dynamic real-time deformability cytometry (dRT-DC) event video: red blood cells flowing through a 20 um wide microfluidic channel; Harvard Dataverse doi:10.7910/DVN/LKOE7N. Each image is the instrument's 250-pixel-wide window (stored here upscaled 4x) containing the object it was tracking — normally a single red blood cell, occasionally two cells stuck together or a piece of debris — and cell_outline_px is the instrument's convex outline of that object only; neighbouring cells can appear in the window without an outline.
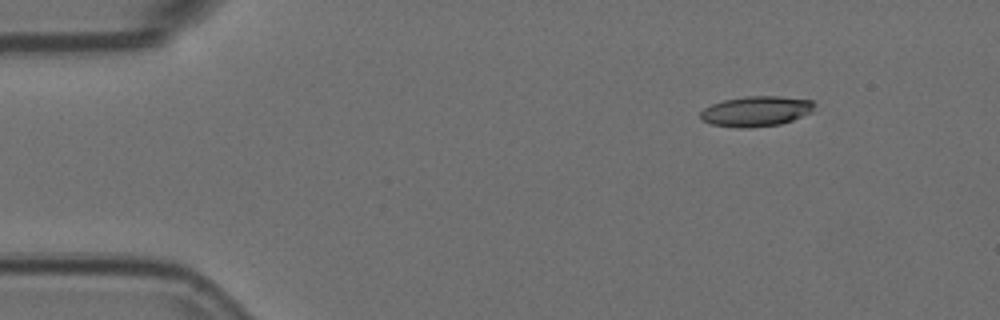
{"species": "Egyptian fruit bat (a non-hibernating species)", "species_latin": "Rousettus aegyptiacus", "temperature_condition": "room temperature", "stored_images_in_passage": 6, "camera_frame_rate_fps": 3000, "um_per_image_px": 0.085, "animal": {"sex": "female"}, "frame": {"image": 1, "passage_image": 2, "time_ms": 0.333, "image_size_px": [1000, 320], "cell_outline_px": [[816, 104], [812, 112], [792, 120], [780, 124], [748, 128], [740, 128], [712, 124], [700, 120], [700, 112], [704, 108], [712, 104], [724, 100], [744, 96], [780, 96], [812, 100]], "centroid_in_image_um": [64.27, 9.45], "position_along_channel_um": 20.7, "area_um2": 20.17}}
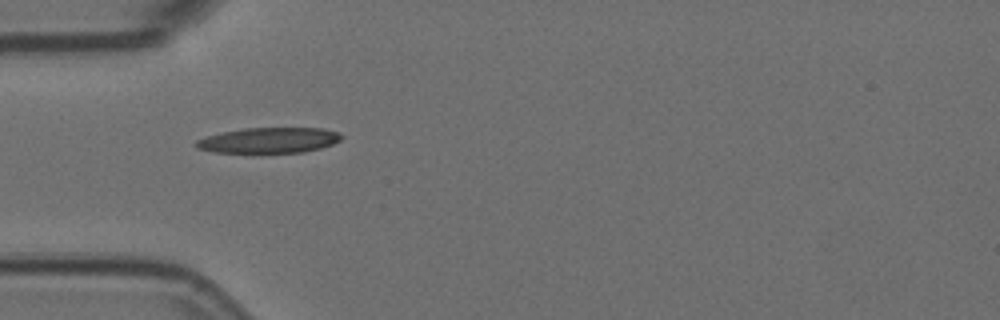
{"frame": {"image": 2, "passage_image": 5, "time_ms": 1.333, "image_size_px": [1000, 320], "cell_outline_px": [[344, 136], [340, 140], [332, 144], [320, 148], [304, 152], [212, 152], [196, 148], [196, 140], [208, 136], [224, 132], [244, 128], [324, 128], [340, 132]], "centroid_in_image_um": [22.91, 11.91], "position_along_channel_um": 62.1, "area_um2": 21.44}}
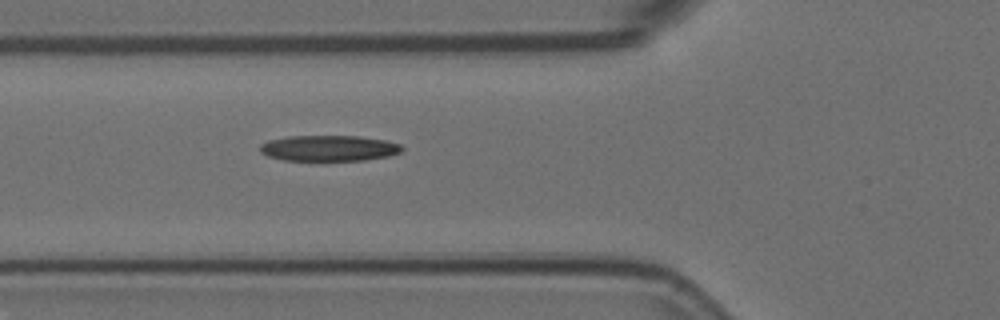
{"frame": {"image": 3, "passage_image": 6, "time_ms": 1.667, "image_size_px": [1000, 320], "cell_outline_px": [[404, 148], [400, 152], [388, 156], [364, 160], [284, 160], [268, 156], [260, 152], [260, 144], [268, 140], [288, 136], [360, 136], [384, 140], [400, 144]], "centroid_in_image_um": [27.94, 12.59], "position_along_channel_um": 97.9, "area_um2": 21.27}}